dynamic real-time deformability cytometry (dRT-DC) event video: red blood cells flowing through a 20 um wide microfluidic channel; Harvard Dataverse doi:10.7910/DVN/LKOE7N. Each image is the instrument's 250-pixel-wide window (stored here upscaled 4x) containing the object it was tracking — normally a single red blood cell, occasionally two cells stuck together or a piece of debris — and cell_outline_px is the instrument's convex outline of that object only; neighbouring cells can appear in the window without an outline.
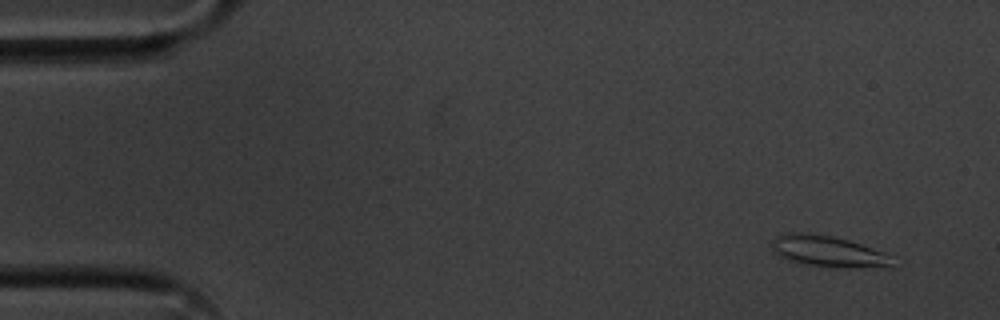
{"species": "common noctule bat (a hibernating species)", "species_latin": "Nyctalus noctula", "temperature_condition": "cold", "stored_images_in_passage": 52, "camera_frame_rate_fps": 3000, "um_per_image_px": 0.085, "animal": {"sex": "male", "body_mass_g": 20.1, "forearm_length_mm": 53.5}, "frame": {"image": 1, "passage_image": 1, "time_ms": 0.0, "image_size_px": [1000, 320], "cell_outline_px": [[892, 268], [828, 268], [804, 264], [788, 260], [772, 252], [772, 240], [780, 232], [808, 232], [832, 236], [848, 240], [884, 252], [892, 264]], "centroid_in_image_um": [70.33, 21.37], "position_along_channel_um": 14.7, "area_um2": 22.37}}
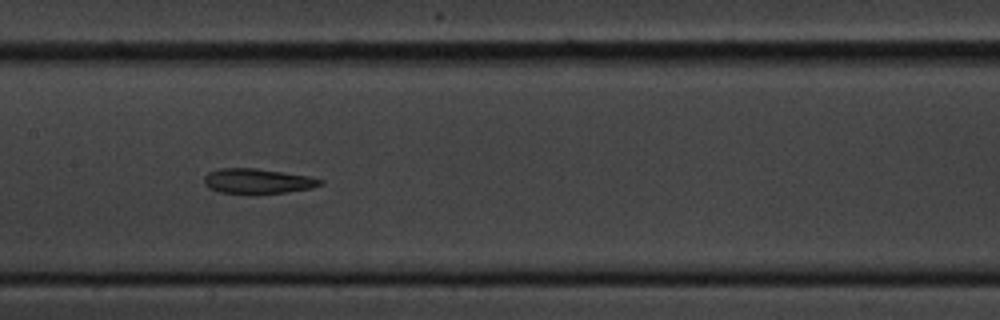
{"frame": {"image": 2, "passage_image": 24, "time_ms": 7.667, "image_size_px": [1000, 320], "cell_outline_px": [[324, 184], [312, 188], [284, 192], [252, 196], [248, 196], [220, 192], [208, 188], [204, 184], [204, 176], [208, 172], [220, 168], [256, 168], [312, 176], [324, 180]], "centroid_in_image_um": [21.9, 15.42], "position_along_channel_um": 185.5, "area_um2": 17.69}}
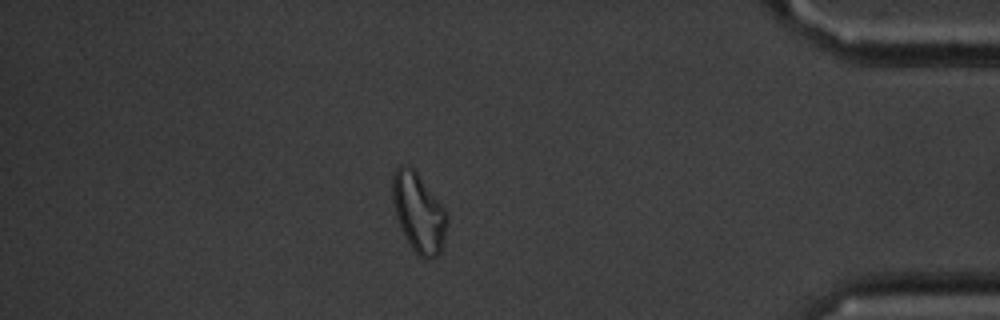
{"frame": {"image": 3, "passage_image": 45, "time_ms": 14.667, "image_size_px": [1000, 320], "cell_outline_px": [[448, 224], [440, 252], [432, 260], [428, 260], [420, 256], [412, 248], [396, 216], [392, 200], [392, 176], [396, 168], [400, 164], [404, 164], [412, 168], [416, 172], [444, 208], [448, 220]], "centroid_in_image_um": [35.58, 18.07], "position_along_channel_um": 399.6, "area_um2": 24.74}, "authors_computed_cell_mechanics": {"area_um2": 18.5249, "velocity_mm_per_s": 3.5999, "shape_relaxation_time_tau1_ms": null, "shape_relaxation_time_tau2_ms": 5.9498, "deformation_change_tau1": null, "deformation_change_tau2": 0.1369}}